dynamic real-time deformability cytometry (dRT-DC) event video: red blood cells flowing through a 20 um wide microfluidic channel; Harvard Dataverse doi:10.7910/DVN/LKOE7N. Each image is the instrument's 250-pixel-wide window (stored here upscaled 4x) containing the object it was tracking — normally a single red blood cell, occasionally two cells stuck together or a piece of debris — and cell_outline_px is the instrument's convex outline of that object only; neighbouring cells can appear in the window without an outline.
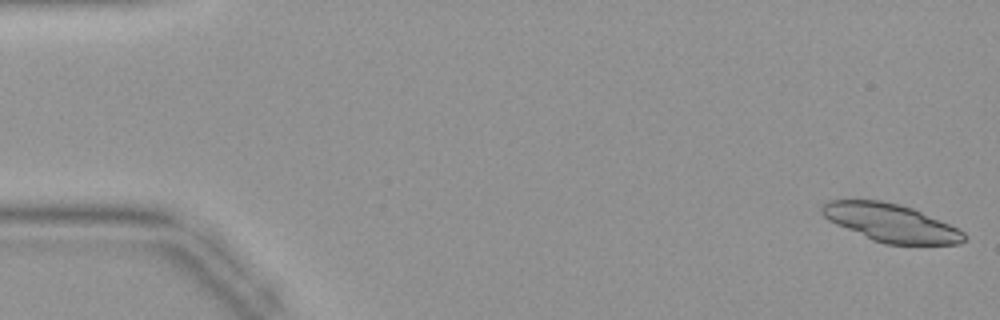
{"species": "common noctule bat (a hibernating species)", "species_latin": "Nyctalus noctula", "temperature_condition": "warm", "stored_images_in_passage": 16, "camera_frame_rate_fps": 3000, "um_per_image_px": 0.085, "animal": {"sex": "female", "body_mass_g": 19.9}, "frame": {"image": 1, "passage_image": 1, "time_ms": 0.0, "image_size_px": [1000, 320], "cell_outline_px": [[968, 236], [960, 244], [884, 244], [872, 240], [836, 224], [828, 220], [820, 212], [820, 208], [828, 200], [880, 200], [900, 204], [912, 208], [948, 224], [964, 232]], "centroid_in_image_um": [75.69, 18.94], "position_along_channel_um": 9.3, "area_um2": 31.21}}